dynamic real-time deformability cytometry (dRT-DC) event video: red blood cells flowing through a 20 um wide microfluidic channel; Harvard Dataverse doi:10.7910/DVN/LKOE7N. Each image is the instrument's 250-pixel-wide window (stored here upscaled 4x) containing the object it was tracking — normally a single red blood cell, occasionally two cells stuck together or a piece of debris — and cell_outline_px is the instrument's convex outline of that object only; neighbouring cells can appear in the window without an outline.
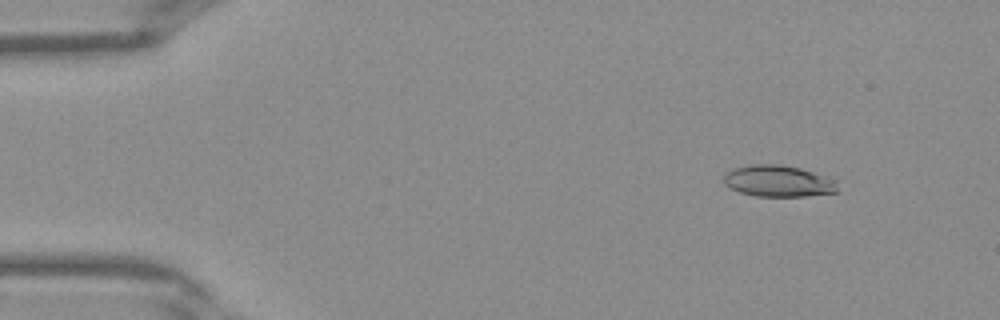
{"species": "Egyptian fruit bat (a non-hibernating species)", "species_latin": "Rousettus aegyptiacus", "temperature_condition": "warm", "stored_images_in_passage": 39, "camera_frame_rate_fps": 3000, "um_per_image_px": 0.085, "frame": {"image": 1, "passage_image": 3, "time_ms": 0.667, "image_size_px": [1000, 320], "cell_outline_px": [[840, 192], [804, 196], [756, 196], [740, 192], [728, 188], [724, 184], [724, 176], [732, 168], [752, 164], [780, 164], [800, 168], [836, 180]], "centroid_in_image_um": [66.15, 15.39], "position_along_channel_um": 18.8, "area_um2": 20.98}}
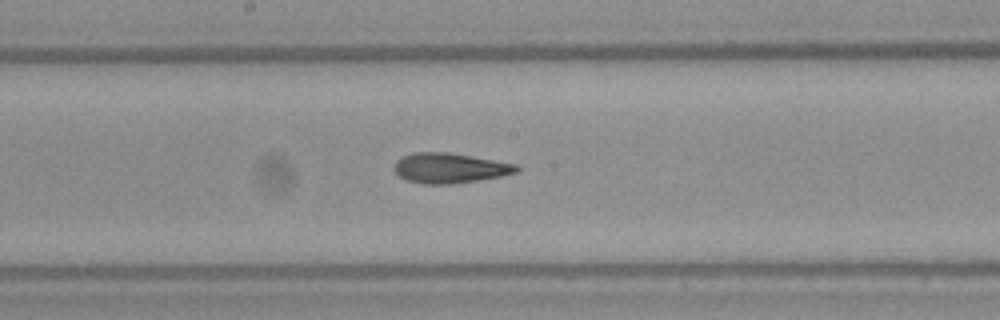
{"frame": {"image": 2, "passage_image": 20, "time_ms": 6.333, "image_size_px": [1000, 320], "cell_outline_px": [[520, 168], [516, 172], [500, 176], [452, 184], [424, 184], [408, 180], [400, 176], [392, 168], [396, 160], [412, 152], [448, 152], [520, 164]], "centroid_in_image_um": [38.23, 14.27], "position_along_channel_um": 210.0, "area_um2": 21.44}}
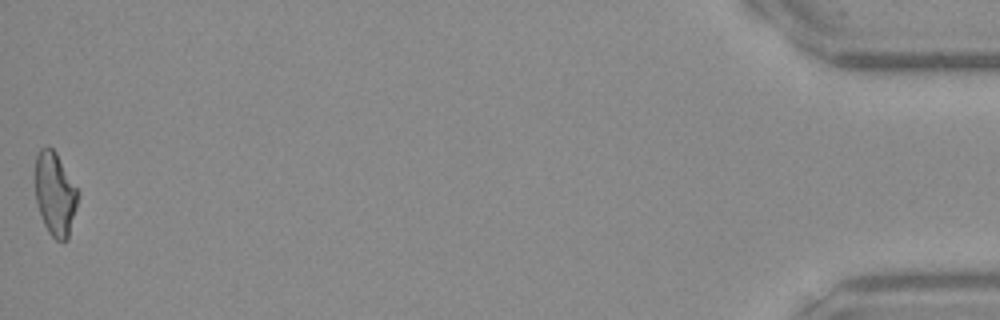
{"frame": {"image": 3, "passage_image": 39, "time_ms": 12.667, "image_size_px": [1000, 320], "cell_outline_px": [[80, 192], [68, 240], [56, 240], [48, 232], [44, 224], [36, 200], [36, 152], [40, 148], [48, 144], [56, 152]], "centroid_in_image_um": [4.7, 16.45], "position_along_channel_um": 430.5, "area_um2": 20.87}}